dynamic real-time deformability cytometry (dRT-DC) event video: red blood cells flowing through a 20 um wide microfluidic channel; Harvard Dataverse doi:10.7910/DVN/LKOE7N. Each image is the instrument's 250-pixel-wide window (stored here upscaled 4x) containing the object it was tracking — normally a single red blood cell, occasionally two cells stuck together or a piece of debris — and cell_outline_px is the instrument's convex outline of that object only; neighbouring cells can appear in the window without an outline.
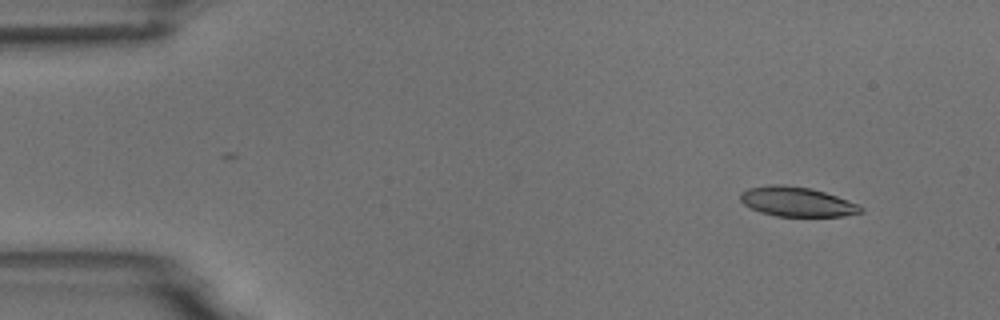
{"species": "common noctule bat (a hibernating species)", "species_latin": "Nyctalus noctula", "temperature_condition": "room temperature", "stored_images_in_passage": 5, "camera_frame_rate_fps": 3000, "um_per_image_px": 0.085, "animal": {"sex": "male", "body_mass_g": 18.8}, "frame": {"image": 1, "passage_image": 1, "time_ms": 0.0, "image_size_px": [1000, 320], "cell_outline_px": [[864, 212], [844, 216], [776, 216], [760, 212], [744, 204], [740, 200], [740, 192], [748, 188], [772, 184], [780, 184], [812, 188], [860, 204], [864, 208]], "centroid_in_image_um": [67.76, 17.14], "position_along_channel_um": 17.2, "area_um2": 20.87}}
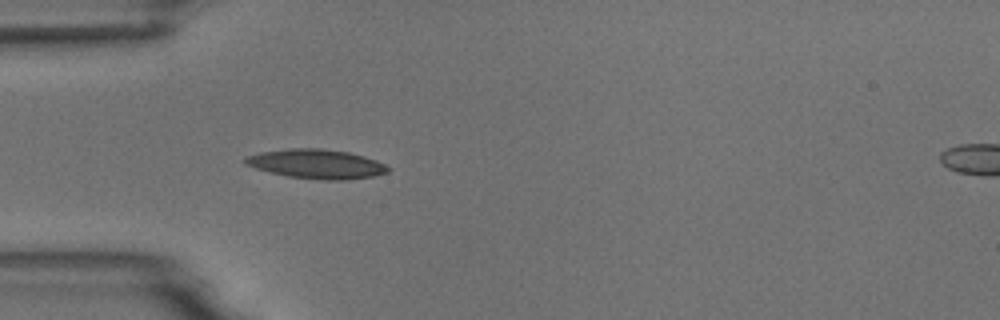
{"frame": {"image": 2, "passage_image": 4, "time_ms": 3.667, "image_size_px": [1000, 320], "cell_outline_px": [[392, 168], [388, 172], [372, 176], [348, 180], [324, 180], [288, 176], [256, 168], [244, 164], [244, 160], [248, 156], [260, 152], [288, 148], [320, 148], [348, 152], [364, 156], [376, 160]], "centroid_in_image_um": [26.93, 13.93], "position_along_channel_um": 58.1, "area_um2": 24.28}}